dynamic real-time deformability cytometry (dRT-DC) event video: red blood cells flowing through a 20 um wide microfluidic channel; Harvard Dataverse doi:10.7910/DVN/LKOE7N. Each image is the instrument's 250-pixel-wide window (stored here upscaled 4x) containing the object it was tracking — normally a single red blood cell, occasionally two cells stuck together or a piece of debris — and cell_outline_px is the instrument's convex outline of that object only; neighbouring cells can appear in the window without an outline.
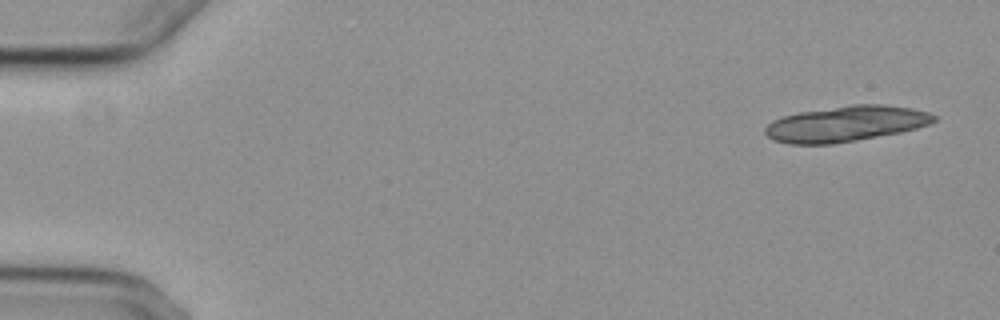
{"species": "common noctule bat (a hibernating species)", "species_latin": "Nyctalus noctula", "temperature_condition": "cold", "stored_images_in_passage": 5, "camera_frame_rate_fps": 3000, "um_per_image_px": 0.085, "animal": {"sex": "female", "body_mass_g": 29.2, "forearm_length_mm": 56.3}, "frame": {"image": 1, "passage_image": 1, "time_ms": 0.0, "image_size_px": [1000, 320], "cell_outline_px": [[936, 120], [928, 124], [916, 128], [900, 132], [856, 140], [832, 144], [788, 144], [772, 140], [764, 132], [764, 128], [772, 120], [784, 116], [800, 112], [852, 104], [884, 104], [912, 108], [928, 112], [936, 116]], "centroid_in_image_um": [71.87, 10.52], "position_along_channel_um": 13.1, "area_um2": 34.97}}